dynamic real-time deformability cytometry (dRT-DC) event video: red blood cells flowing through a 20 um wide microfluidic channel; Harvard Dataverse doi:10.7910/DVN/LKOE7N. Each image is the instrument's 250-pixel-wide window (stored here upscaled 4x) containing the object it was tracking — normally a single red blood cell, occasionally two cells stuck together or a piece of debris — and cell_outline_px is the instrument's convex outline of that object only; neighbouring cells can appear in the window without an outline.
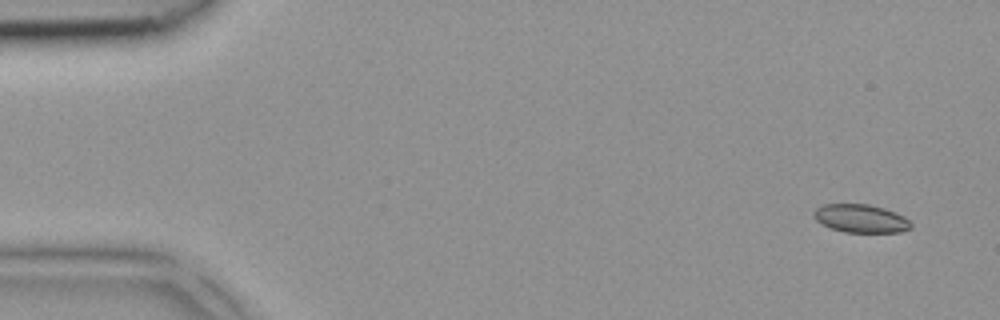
{"species": "common noctule bat (a hibernating species)", "species_latin": "Nyctalus noctula", "temperature_condition": "room temperature", "stored_images_in_passage": 5, "segment_of_instrument_passage": [1, 2], "camera_frame_rate_fps": 3000, "um_per_image_px": 0.085, "animal": {"sex": "female", "body_mass_g": 18.4}, "frame": {"image": 1, "passage_image": 1, "time_ms": 0.0, "image_size_px": [1000, 320], "cell_outline_px": [[912, 228], [900, 232], [844, 232], [832, 228], [816, 220], [816, 208], [824, 204], [868, 204], [884, 208], [896, 212], [904, 216], [912, 224]], "centroid_in_image_um": [73.23, 18.57], "position_along_channel_um": 11.8, "area_um2": 15.78}}
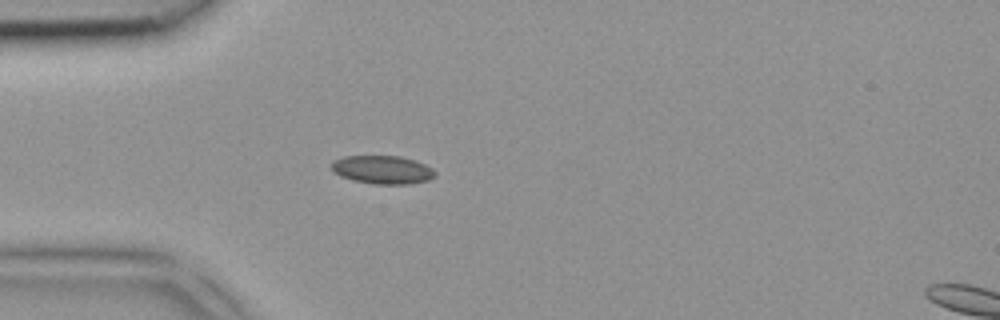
{"frame": {"image": 2, "passage_image": 4, "time_ms": 1.0, "image_size_px": [1000, 320], "cell_outline_px": [[436, 176], [428, 180], [408, 184], [376, 184], [352, 180], [340, 176], [332, 168], [332, 160], [344, 156], [400, 156], [416, 160], [432, 168], [436, 172]], "centroid_in_image_um": [32.53, 14.42], "position_along_channel_um": 52.5, "area_um2": 17.11}}